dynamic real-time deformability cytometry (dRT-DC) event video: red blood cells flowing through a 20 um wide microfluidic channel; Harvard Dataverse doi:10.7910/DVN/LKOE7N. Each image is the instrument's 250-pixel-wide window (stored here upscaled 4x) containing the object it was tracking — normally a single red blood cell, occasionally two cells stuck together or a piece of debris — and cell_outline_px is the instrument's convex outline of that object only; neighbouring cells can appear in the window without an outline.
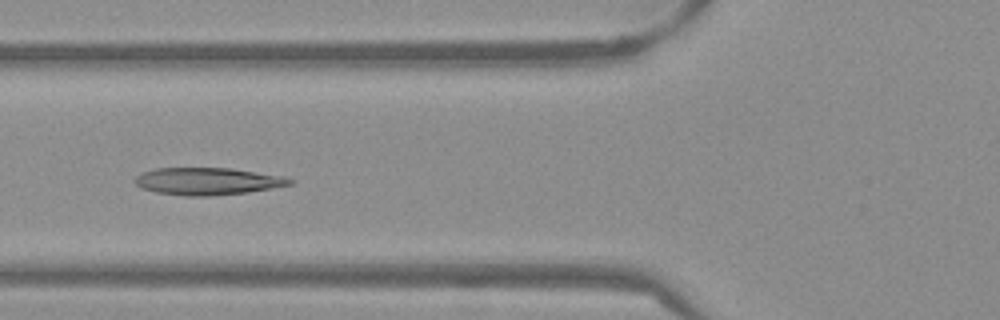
{"species": "Egyptian fruit bat (a non-hibernating species)", "species_latin": "Rousettus aegyptiacus", "temperature_condition": "warm", "stored_images_in_passage": 52, "camera_frame_rate_fps": 3000, "um_per_image_px": 0.085, "frame": {"image": 1, "passage_image": 19, "time_ms": 6.0, "image_size_px": [1000, 320], "cell_outline_px": [[296, 180], [292, 184], [272, 188], [248, 192], [212, 196], [184, 196], [156, 192], [140, 188], [132, 180], [136, 176], [144, 172], [156, 168], [232, 168], [284, 176]], "centroid_in_image_um": [17.65, 15.41], "position_along_channel_um": 108.1, "area_um2": 24.8}}
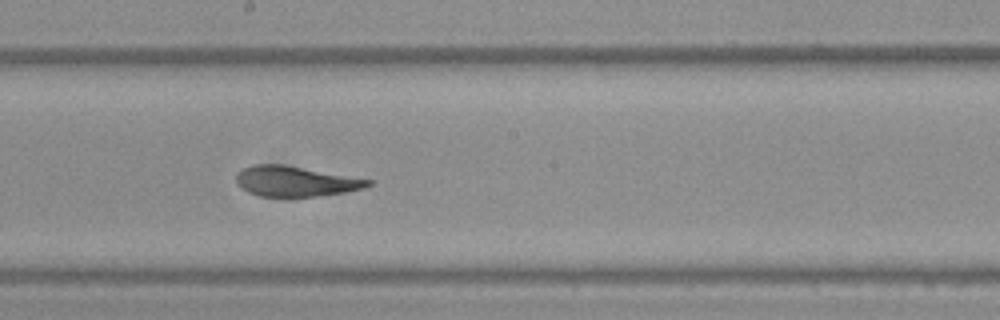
{"frame": {"image": 2, "passage_image": 28, "time_ms": 9.0, "image_size_px": [1000, 320], "cell_outline_px": [[372, 184], [364, 188], [344, 192], [316, 196], [260, 196], [248, 192], [240, 188], [236, 184], [236, 172], [240, 168], [252, 164], [284, 164], [372, 180]], "centroid_in_image_um": [25.04, 15.39], "position_along_channel_um": 223.2, "area_um2": 23.35}}
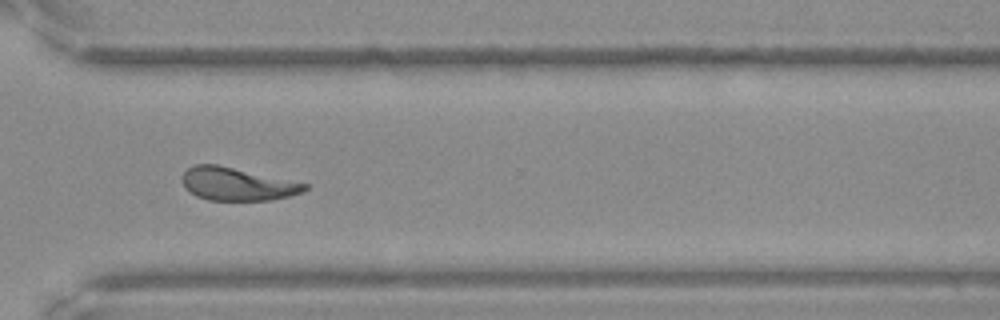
{"frame": {"image": 3, "passage_image": 38, "time_ms": 12.333, "image_size_px": [1000, 320], "cell_outline_px": [[308, 188], [304, 192], [272, 200], [208, 200], [196, 196], [184, 188], [180, 180], [180, 176], [192, 164], [216, 164], [308, 184]], "centroid_in_image_um": [20.09, 15.64], "position_along_channel_um": 350.5, "area_um2": 23.58}, "authors_computed_cell_mechanics": {"area_um2": 24.8251, "velocity_mm_per_s": 3.8196, "shape_relaxation_time_tau1_ms": 5.2659, "shape_relaxation_time_tau2_ms": 1.4117, "deformation_change_tau1": 0.1786, "deformation_change_tau2": 0.0793}}